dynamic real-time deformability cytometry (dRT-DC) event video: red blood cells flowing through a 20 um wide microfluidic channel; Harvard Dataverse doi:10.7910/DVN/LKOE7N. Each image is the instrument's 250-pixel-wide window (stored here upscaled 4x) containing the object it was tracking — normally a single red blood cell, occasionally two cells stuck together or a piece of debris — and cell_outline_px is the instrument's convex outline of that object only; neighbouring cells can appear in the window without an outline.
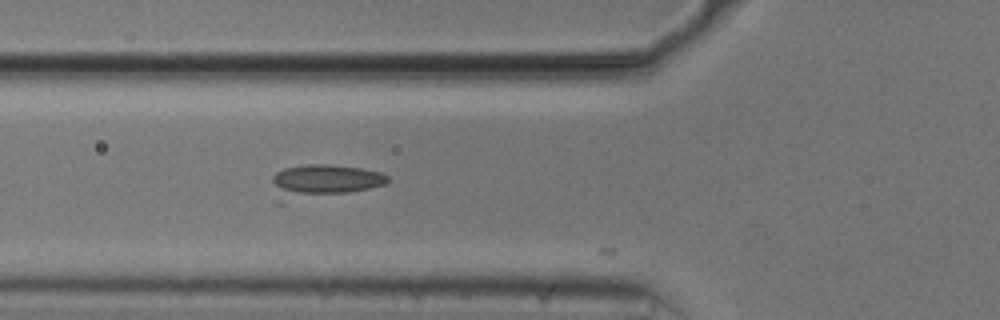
{"species": "common noctule bat (a hibernating species)", "species_latin": "Nyctalus noctula", "temperature_condition": "cold", "stored_images_in_passage": 4, "camera_frame_rate_fps": 3000, "um_per_image_px": 0.085, "animal": {"sex": "male", "body_mass_g": 20.5, "forearm_length_mm": 52.5}, "frame": {"image": 1, "passage_image": 2, "time_ms": 0.333, "image_size_px": [1000, 320], "cell_outline_px": [[388, 184], [348, 192], [284, 204], [276, 204], [272, 180], [272, 176], [276, 172], [284, 168], [308, 164], [328, 164], [364, 168], [380, 172], [388, 176]], "centroid_in_image_um": [27.38, 15.43], "position_along_channel_um": 98.4, "area_um2": 23.0}}